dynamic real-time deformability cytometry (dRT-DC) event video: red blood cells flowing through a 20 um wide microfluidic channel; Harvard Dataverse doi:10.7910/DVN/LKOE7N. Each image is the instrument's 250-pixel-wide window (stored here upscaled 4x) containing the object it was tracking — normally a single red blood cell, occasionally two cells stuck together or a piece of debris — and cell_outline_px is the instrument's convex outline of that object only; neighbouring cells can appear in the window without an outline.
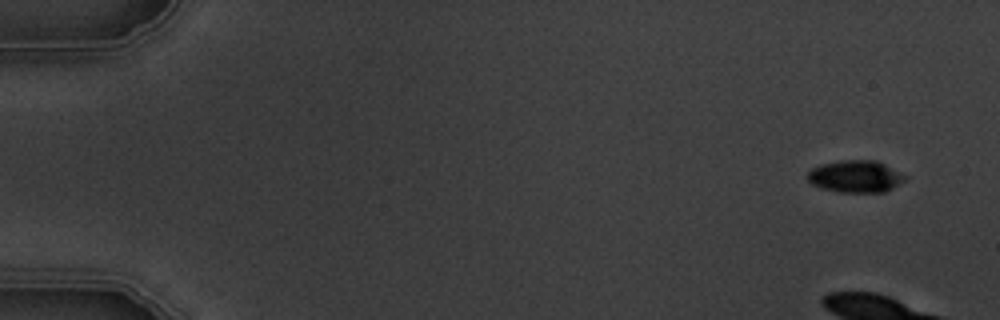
{"species": "common noctule bat (a hibernating species)", "species_latin": "Nyctalus noctula", "temperature_condition": "warm", "stored_images_in_passage": 5, "camera_frame_rate_fps": 3000, "um_per_image_px": 0.085, "animal": {"sex": "male", "body_mass_g": 19.5, "forearm_length_mm": 54.6}, "frame": {"image": 1, "passage_image": 1, "time_ms": 0.0, "image_size_px": [1000, 320], "cell_outline_px": [[908, 176], [904, 180], [892, 188], [884, 192], [840, 192], [820, 188], [812, 184], [804, 176], [812, 168], [820, 164], [840, 160], [876, 160]], "centroid_in_image_um": [72.68, 14.99], "position_along_channel_um": 12.3, "area_um2": 18.32}}